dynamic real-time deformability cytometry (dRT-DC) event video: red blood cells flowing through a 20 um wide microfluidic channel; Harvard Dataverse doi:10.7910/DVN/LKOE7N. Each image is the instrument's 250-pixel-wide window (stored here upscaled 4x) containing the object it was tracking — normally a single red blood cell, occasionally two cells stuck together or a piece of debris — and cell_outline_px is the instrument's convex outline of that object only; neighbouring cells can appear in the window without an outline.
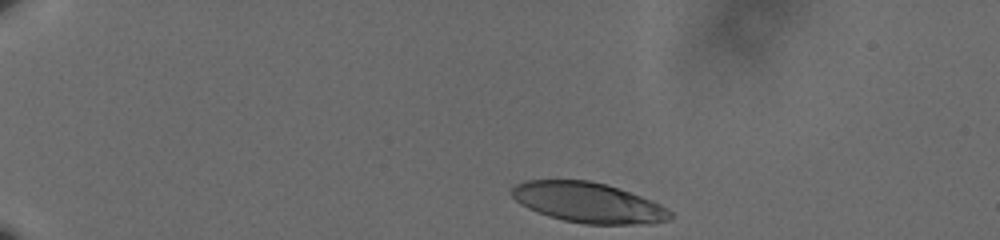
{"species": "human", "species_latin": "Homo sapiens", "temperature_condition": "cold", "stored_images_in_passage": 41, "camera_frame_rate_fps": 3000, "um_per_image_px": 0.085, "donor": {"sex": "male"}, "frame": {"image": 1, "passage_image": 1, "time_ms": 0.0, "image_size_px": [1000, 240], "cell_outline_px": [[672, 216], [668, 220], [652, 224], [584, 224], [564, 220], [548, 216], [536, 212], [520, 204], [512, 196], [512, 188], [516, 184], [524, 180], [588, 180], [608, 184], [652, 200], [668, 208], [672, 212]], "centroid_in_image_um": [50.02, 17.22], "position_along_channel_um": 35.0, "area_um2": 37.34}}
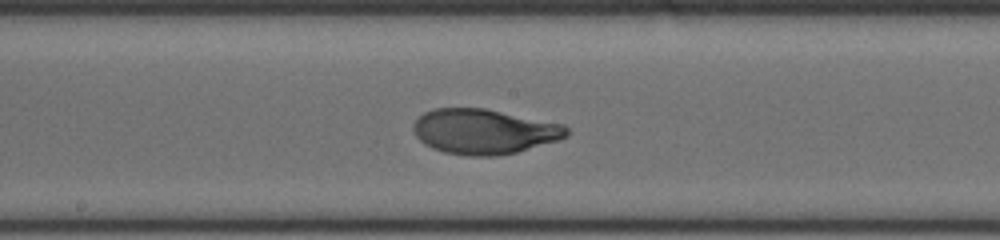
{"frame": {"image": 2, "passage_image": 23, "time_ms": 7.333, "image_size_px": [1000, 240], "cell_outline_px": [[568, 136], [560, 140], [516, 152], [496, 156], [468, 156], [444, 152], [432, 148], [424, 144], [416, 136], [412, 128], [412, 124], [424, 112], [432, 108], [484, 108], [564, 124], [568, 128]], "centroid_in_image_um": [41.14, 11.18], "position_along_channel_um": 207.1, "area_um2": 40.4}}
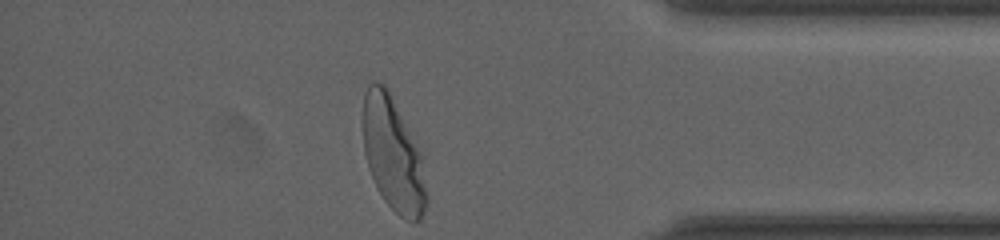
{"frame": {"image": 3, "passage_image": 41, "time_ms": 13.333, "image_size_px": [1000, 240], "cell_outline_px": [[428, 200], [424, 212], [420, 220], [404, 220], [384, 200], [368, 168], [364, 152], [364, 92], [368, 84], [384, 84], [388, 88], [424, 156], [428, 196]], "centroid_in_image_um": [33.47, 13.15], "position_along_channel_um": 401.7, "area_um2": 42.31}, "authors_computed_cell_mechanics": {"area_um2": 39.593, "velocity_mm_per_s": 3.5645, "shape_relaxation_time_tau1_ms": 3.8197, "shape_relaxation_time_tau2_ms": null, "deformation_change_tau1": 0.1991, "deformation_change_tau2": null}}